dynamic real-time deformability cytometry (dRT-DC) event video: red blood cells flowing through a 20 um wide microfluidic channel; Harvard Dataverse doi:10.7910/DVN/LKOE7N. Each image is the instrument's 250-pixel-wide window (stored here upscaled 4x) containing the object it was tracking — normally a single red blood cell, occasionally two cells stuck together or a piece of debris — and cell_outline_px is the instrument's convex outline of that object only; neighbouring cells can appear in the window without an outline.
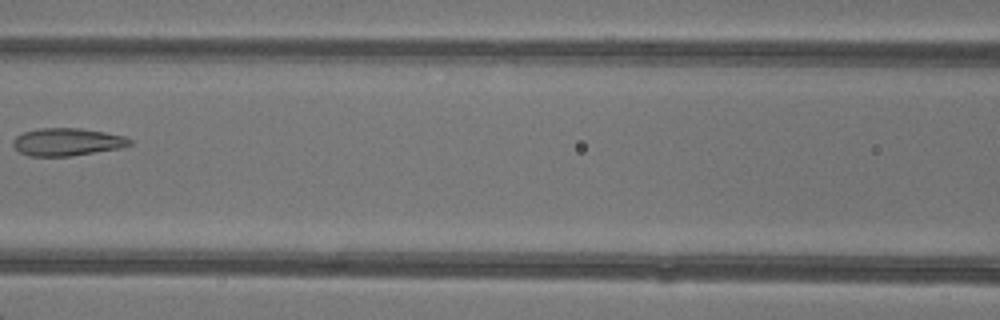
{"species": "common noctule bat (a hibernating species)", "species_latin": "Nyctalus noctula", "temperature_condition": "warm", "stored_images_in_passage": 6, "camera_frame_rate_fps": 3000, "um_per_image_px": 0.085, "animal": {"sex": "female"}, "frame": {"image": 1, "passage_image": 6, "time_ms": 6.667, "image_size_px": [1000, 320], "cell_outline_px": [[132, 144], [120, 148], [72, 156], [28, 156], [20, 152], [12, 144], [12, 140], [16, 136], [24, 132], [36, 128], [80, 128], [104, 132], [124, 136], [132, 140]], "centroid_in_image_um": [5.69, 12.06], "position_along_channel_um": 160.9, "area_um2": 18.84}}